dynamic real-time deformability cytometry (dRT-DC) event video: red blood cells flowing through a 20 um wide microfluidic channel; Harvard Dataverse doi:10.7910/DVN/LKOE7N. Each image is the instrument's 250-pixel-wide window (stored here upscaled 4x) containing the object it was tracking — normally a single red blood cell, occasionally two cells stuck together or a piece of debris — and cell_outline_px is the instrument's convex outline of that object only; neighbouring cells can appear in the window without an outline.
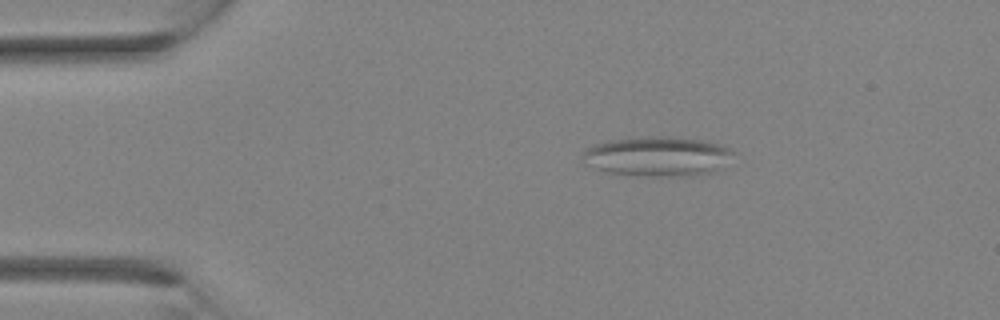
{"species": "Egyptian fruit bat (a non-hibernating species)", "species_latin": "Rousettus aegyptiacus", "temperature_condition": "room temperature", "stored_images_in_passage": 2, "camera_frame_rate_fps": 3000, "um_per_image_px": 0.085, "animal": {"sex": "female"}, "frame": {"image": 1, "passage_image": 1, "time_ms": 0.0, "image_size_px": [1000, 320], "cell_outline_px": [[736, 152], [712, 172], [692, 176], [648, 176], [608, 172], [584, 164], [584, 152], [588, 148], [596, 144], [608, 140], [652, 136], [668, 136], [704, 140], [720, 144]], "centroid_in_image_um": [55.89, 13.28], "position_along_channel_um": 29.1, "area_um2": 34.51}}